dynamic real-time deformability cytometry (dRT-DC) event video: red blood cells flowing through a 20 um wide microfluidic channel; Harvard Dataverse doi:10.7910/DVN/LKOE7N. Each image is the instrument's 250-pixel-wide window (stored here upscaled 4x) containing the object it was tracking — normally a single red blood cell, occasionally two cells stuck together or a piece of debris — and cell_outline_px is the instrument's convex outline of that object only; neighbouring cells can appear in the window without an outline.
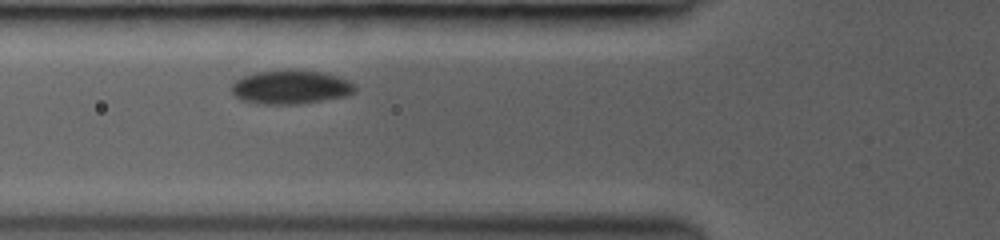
{"species": "common noctule bat (a hibernating species)", "species_latin": "Nyctalus noctula", "temperature_condition": "room temperature", "stored_images_in_passage": 21, "camera_frame_rate_fps": 3000, "um_per_image_px": 0.085, "animal": {"sex": "female", "body_mass_g": 19.0, "forearm_length_mm": 53.3}, "frame": {"image": 1, "passage_image": 3, "time_ms": 1.0, "image_size_px": [1000, 240], "cell_outline_px": [[356, 92], [348, 96], [300, 104], [256, 104], [240, 100], [232, 92], [232, 84], [236, 80], [244, 76], [256, 72], [288, 68], [320, 72], [336, 76], [348, 80], [356, 88]], "centroid_in_image_um": [24.7, 7.4], "position_along_channel_um": 101.1, "area_um2": 24.68}}
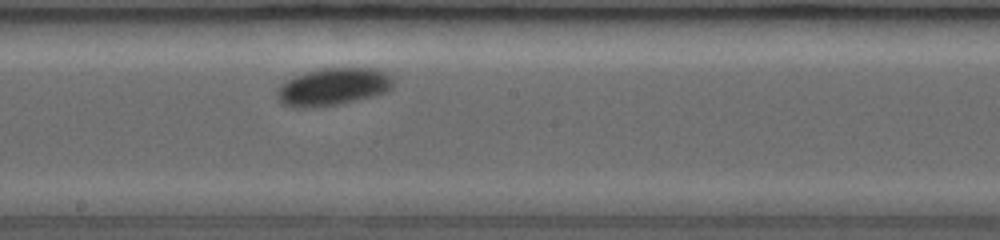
{"frame": {"image": 2, "passage_image": 12, "time_ms": 4.0, "image_size_px": [1000, 240], "cell_outline_px": [[396, 84], [388, 92], [376, 96], [340, 104], [316, 108], [296, 108], [280, 104], [276, 100], [276, 88], [280, 84], [296, 76], [320, 68], [372, 68], [384, 72], [392, 76]], "centroid_in_image_um": [28.31, 7.41], "position_along_channel_um": 219.9, "area_um2": 26.01}}
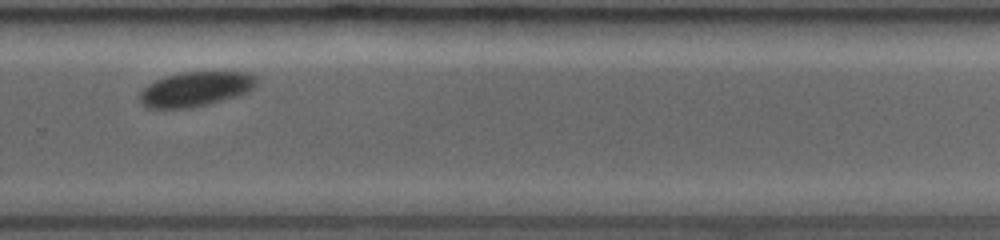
{"frame": {"image": 3, "passage_image": 19, "time_ms": 6.333, "image_size_px": [1000, 240], "cell_outline_px": [[256, 84], [248, 92], [236, 96], [188, 108], [148, 108], [140, 104], [140, 92], [148, 84], [156, 80], [168, 76], [184, 72], [248, 72], [256, 76]], "centroid_in_image_um": [16.61, 7.56], "position_along_channel_um": 313.2, "area_um2": 23.24}}